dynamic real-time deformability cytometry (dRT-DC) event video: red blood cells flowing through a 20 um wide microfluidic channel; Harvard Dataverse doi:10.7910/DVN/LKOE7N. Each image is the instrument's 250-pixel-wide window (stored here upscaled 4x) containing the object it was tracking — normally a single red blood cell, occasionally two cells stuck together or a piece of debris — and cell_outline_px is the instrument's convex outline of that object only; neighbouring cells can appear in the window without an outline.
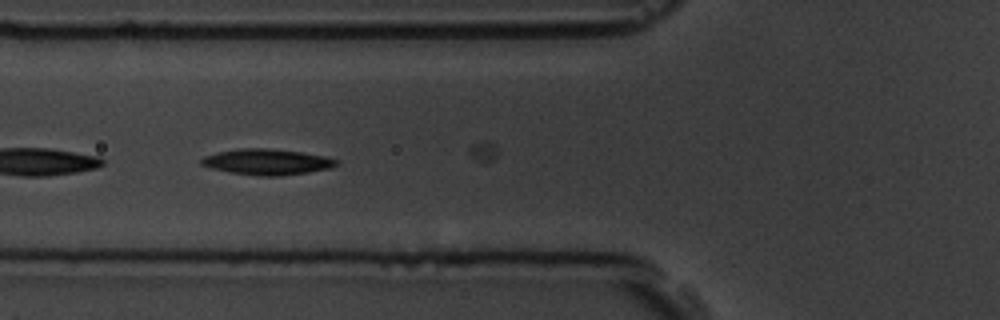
{"species": "common noctule bat (a hibernating species)", "species_latin": "Nyctalus noctula", "temperature_condition": "room temperature", "stored_images_in_passage": 22, "camera_frame_rate_fps": 3000, "um_per_image_px": 0.085, "animal": {"sex": "male", "body_mass_g": 19.5, "forearm_length_mm": 54.6}, "frame": {"image": 1, "passage_image": 13, "time_ms": 4.0, "image_size_px": [1000, 320], "cell_outline_px": [[340, 164], [328, 168], [308, 172], [280, 176], [260, 176], [232, 172], [212, 168], [200, 164], [200, 160], [204, 156], [220, 152], [240, 148], [268, 148], [300, 152], [324, 156], [340, 160]], "centroid_in_image_um": [22.72, 13.76], "position_along_channel_um": 103.1, "area_um2": 20.11}}